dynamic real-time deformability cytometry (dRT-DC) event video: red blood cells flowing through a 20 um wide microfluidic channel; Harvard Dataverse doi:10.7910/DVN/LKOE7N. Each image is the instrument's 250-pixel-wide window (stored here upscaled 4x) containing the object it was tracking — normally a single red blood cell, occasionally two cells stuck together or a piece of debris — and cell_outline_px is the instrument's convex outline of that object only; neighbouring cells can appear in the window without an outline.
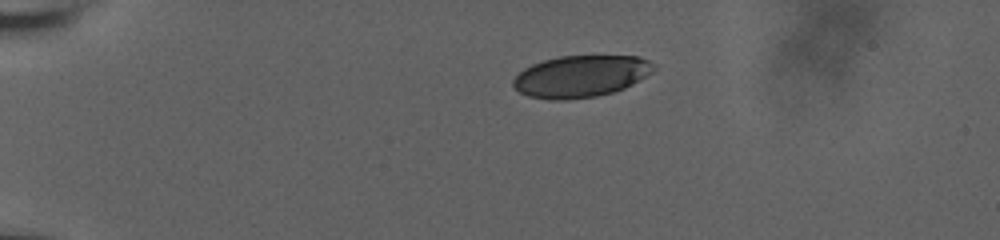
{"species": "human", "species_latin": "Homo sapiens", "temperature_condition": "room temperature", "stored_images_in_passage": 23, "camera_frame_rate_fps": 3000, "um_per_image_px": 0.085, "donor": {"sex": "male"}, "frame": {"image": 1, "passage_image": 1, "time_ms": 0.0, "image_size_px": [1000, 240], "cell_outline_px": [[656, 68], [652, 72], [632, 84], [624, 88], [612, 92], [596, 96], [564, 100], [552, 100], [528, 96], [520, 92], [512, 84], [512, 80], [524, 68], [532, 64], [544, 60], [560, 56], [640, 56], [656, 64]], "centroid_in_image_um": [49.38, 6.48], "position_along_channel_um": 35.6, "area_um2": 34.16}}
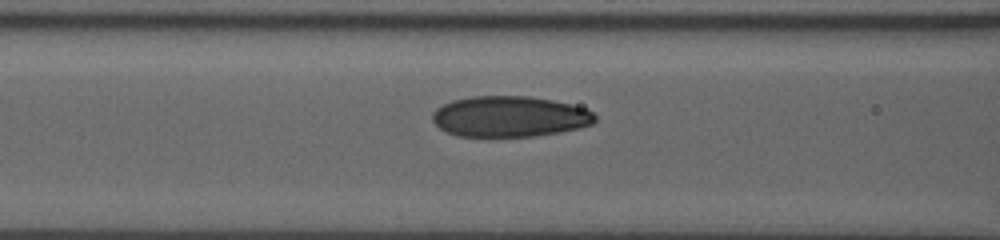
{"frame": {"image": 2, "passage_image": 14, "time_ms": 4.333, "image_size_px": [1000, 240], "cell_outline_px": [[596, 120], [592, 124], [580, 128], [560, 132], [532, 136], [456, 136], [440, 128], [432, 120], [432, 112], [436, 108], [452, 100], [472, 96], [528, 96], [552, 100], [584, 108], [592, 112], [596, 116]], "centroid_in_image_um": [43.3, 9.9], "position_along_channel_um": 123.3, "area_um2": 38.55}}
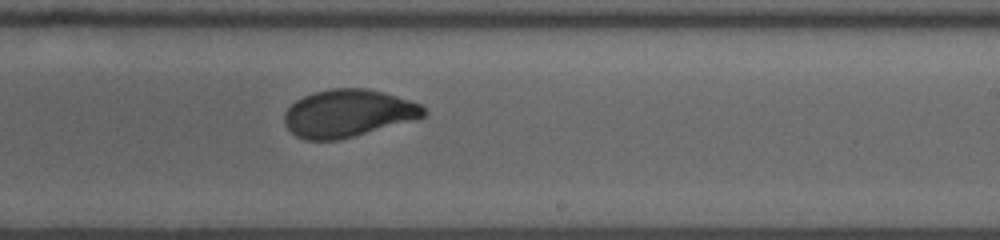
{"frame": {"image": 3, "passage_image": 23, "time_ms": 7.333, "image_size_px": [1000, 240], "cell_outline_px": [[428, 112], [420, 120], [340, 140], [308, 140], [296, 136], [288, 128], [284, 120], [284, 112], [296, 100], [304, 96], [316, 92], [332, 88], [364, 88], [384, 92], [420, 104]], "centroid_in_image_um": [29.64, 9.65], "position_along_channel_um": 259.4, "area_um2": 38.9}}